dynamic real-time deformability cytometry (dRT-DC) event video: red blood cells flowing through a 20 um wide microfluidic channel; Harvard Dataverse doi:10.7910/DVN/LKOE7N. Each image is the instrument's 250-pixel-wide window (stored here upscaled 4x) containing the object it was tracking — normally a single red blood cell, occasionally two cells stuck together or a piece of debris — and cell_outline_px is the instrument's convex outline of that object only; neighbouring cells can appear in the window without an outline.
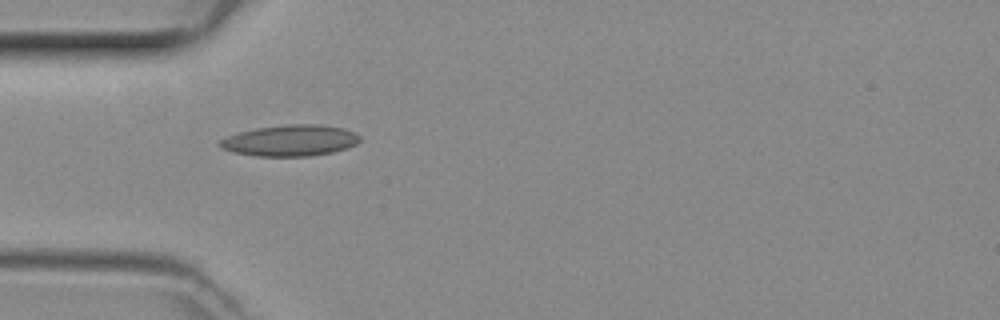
{"species": "common noctule bat (a hibernating species)", "species_latin": "Nyctalus noctula", "temperature_condition": "room temperature", "stored_images_in_passage": 32, "camera_frame_rate_fps": 3000, "um_per_image_px": 0.085, "animal": {"sex": "female", "body_mass_g": 29.2, "forearm_length_mm": 56.3}, "frame": {"image": 1, "passage_image": 1, "time_ms": 0.0, "image_size_px": [1000, 320], "cell_outline_px": [[360, 140], [356, 144], [332, 152], [308, 156], [256, 156], [232, 152], [220, 148], [216, 144], [220, 140], [228, 136], [240, 132], [256, 128], [288, 124], [316, 124], [344, 128], [356, 132], [360, 136]], "centroid_in_image_um": [24.65, 11.94], "position_along_channel_um": 60.4, "area_um2": 25.43}}
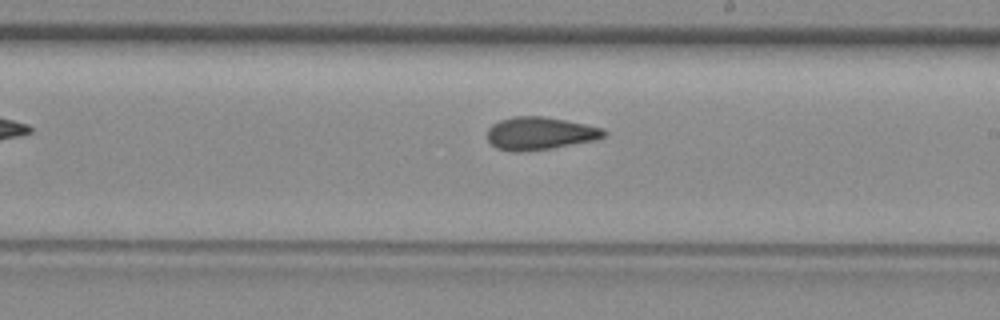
{"frame": {"image": 2, "passage_image": 14, "time_ms": 4.333, "image_size_px": [1000, 320], "cell_outline_px": [[608, 136], [596, 140], [552, 148], [496, 148], [488, 140], [488, 128], [492, 124], [500, 120], [512, 116], [544, 116], [604, 128], [608, 132]], "centroid_in_image_um": [45.99, 11.28], "position_along_channel_um": 243.0, "area_um2": 21.56}}
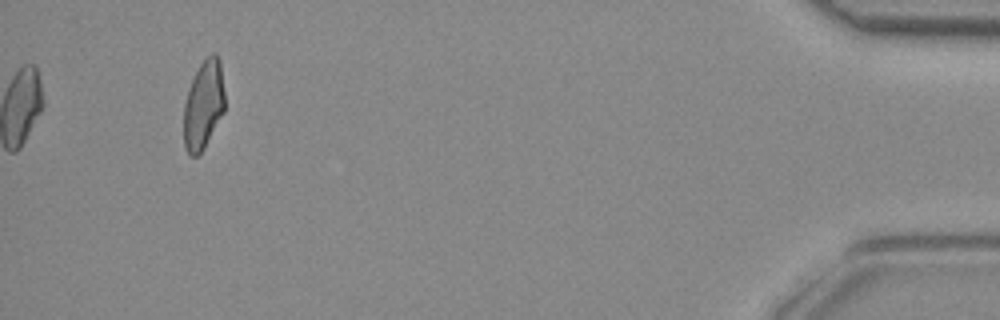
{"frame": {"image": 3, "passage_image": 32, "time_ms": 10.333, "image_size_px": [1000, 320], "cell_outline_px": [[224, 112], [204, 148], [196, 156], [188, 156], [184, 148], [184, 104], [192, 80], [200, 64], [212, 52], [216, 52], [220, 60], [224, 92]], "centroid_in_image_um": [17.3, 8.93], "position_along_channel_um": 417.9, "area_um2": 21.15}}